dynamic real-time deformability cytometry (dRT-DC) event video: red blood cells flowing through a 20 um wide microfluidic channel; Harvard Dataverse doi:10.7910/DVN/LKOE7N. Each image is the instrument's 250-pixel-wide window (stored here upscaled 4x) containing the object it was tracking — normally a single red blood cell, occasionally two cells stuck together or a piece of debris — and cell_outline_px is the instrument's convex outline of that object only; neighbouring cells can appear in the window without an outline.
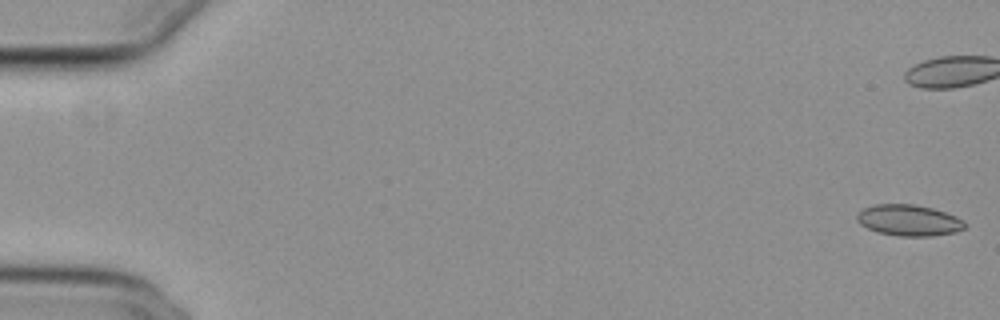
{"species": "common noctule bat (a hibernating species)", "species_latin": "Nyctalus noctula", "temperature_condition": "cold", "stored_images_in_passage": 55, "camera_frame_rate_fps": 3000, "um_per_image_px": 0.085, "animal": {"sex": "female", "body_mass_g": 29.2, "forearm_length_mm": 56.3}, "frame": {"image": 1, "passage_image": 1, "time_ms": 0.0, "image_size_px": [1000, 320], "cell_outline_px": [[968, 224], [964, 228], [956, 232], [932, 236], [900, 236], [876, 232], [860, 224], [856, 220], [856, 216], [864, 208], [872, 204], [912, 204], [932, 208], [956, 216], [964, 220]], "centroid_in_image_um": [77.26, 18.73], "position_along_channel_um": 7.7, "area_um2": 19.65}}
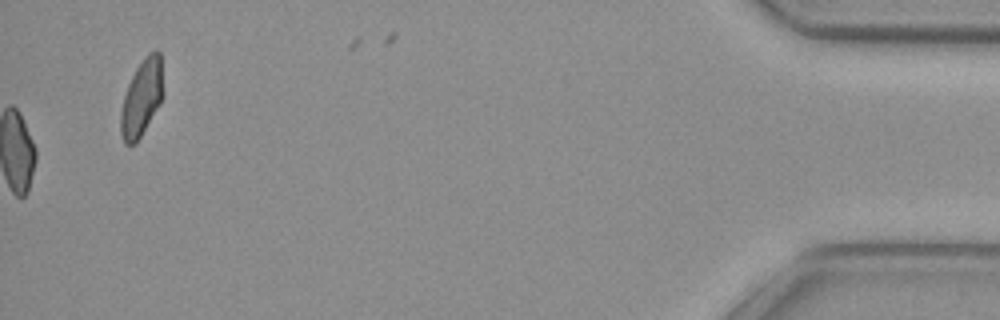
{"frame": {"image": 2, "passage_image": 55, "time_ms": 18.0, "image_size_px": [1000, 320], "cell_outline_px": [[160, 104], [136, 144], [124, 144], [120, 132], [120, 112], [124, 96], [128, 84], [136, 68], [144, 56], [148, 52], [156, 48], [160, 52]], "centroid_in_image_um": [11.99, 8.34], "position_along_channel_um": 423.2, "area_um2": 18.5}, "authors_computed_cell_mechanics": {"area_um2": 19.1318, "velocity_mm_per_s": 3.8474, "shape_relaxation_time_tau1_ms": 8.9674, "shape_relaxation_time_tau2_ms": 2.3059, "deformation_change_tau1": 0.1255, "deformation_change_tau2": 0.0709}}